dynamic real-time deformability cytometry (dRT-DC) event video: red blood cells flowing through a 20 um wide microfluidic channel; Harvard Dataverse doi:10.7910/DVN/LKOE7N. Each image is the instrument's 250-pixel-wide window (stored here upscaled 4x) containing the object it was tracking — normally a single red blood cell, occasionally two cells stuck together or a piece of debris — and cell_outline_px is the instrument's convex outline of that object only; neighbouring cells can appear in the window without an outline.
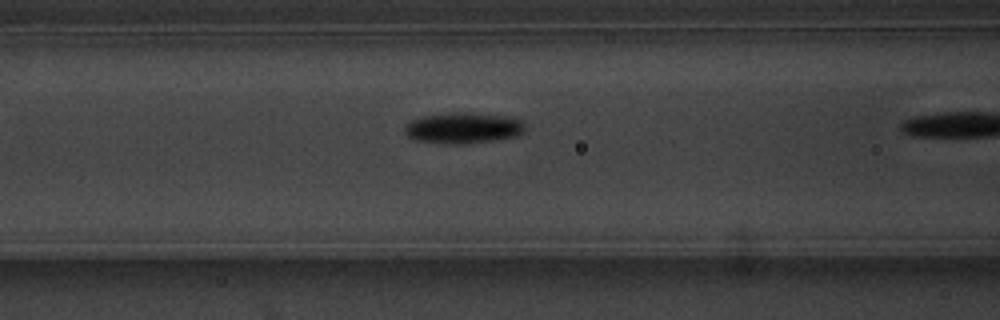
{"species": "common noctule bat (a hibernating species)", "species_latin": "Nyctalus noctula", "temperature_condition": "warm", "stored_images_in_passage": 6, "camera_frame_rate_fps": 3000, "um_per_image_px": 0.085, "animal": {"sex": "male", "body_mass_g": 20.1, "forearm_length_mm": 53.5}, "frame": {"image": 1, "passage_image": 6, "time_ms": 5.667, "image_size_px": [1000, 320], "cell_outline_px": [[524, 132], [516, 136], [460, 144], [448, 144], [416, 140], [408, 136], [404, 132], [404, 124], [412, 120], [424, 116], [456, 112], [472, 112], [504, 116], [520, 120], [524, 124]], "centroid_in_image_um": [39.33, 10.87], "position_along_channel_um": 127.3, "area_um2": 21.44}}